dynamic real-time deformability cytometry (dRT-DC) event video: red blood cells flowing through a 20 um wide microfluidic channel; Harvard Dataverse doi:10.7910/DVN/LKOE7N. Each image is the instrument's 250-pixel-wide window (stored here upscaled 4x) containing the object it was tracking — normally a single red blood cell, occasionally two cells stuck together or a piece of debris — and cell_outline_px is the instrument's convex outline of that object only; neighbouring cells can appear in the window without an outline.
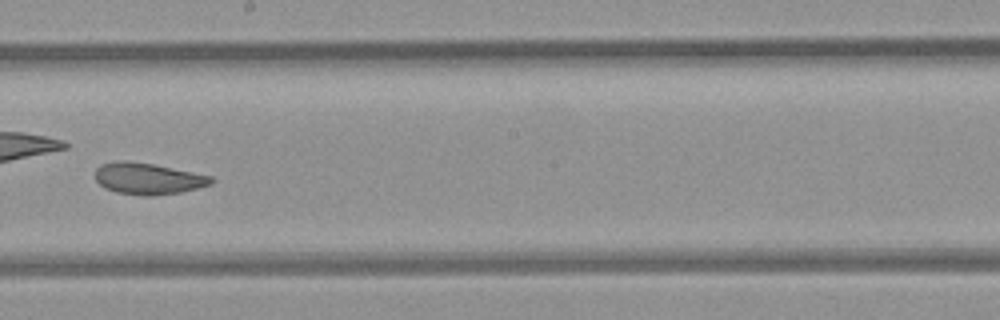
{"species": "common noctule bat (a hibernating species)", "species_latin": "Nyctalus noctula", "temperature_condition": "room temperature", "stored_images_in_passage": 43, "camera_frame_rate_fps": 3000, "um_per_image_px": 0.085, "animal": {"sex": "female", "body_mass_g": 21.9}, "frame": {"image": 1, "passage_image": 19, "time_ms": 6.0, "image_size_px": [1000, 320], "cell_outline_px": [[216, 180], [212, 184], [180, 192], [152, 196], [144, 196], [116, 192], [104, 188], [96, 180], [96, 168], [100, 164], [152, 164], [212, 176]], "centroid_in_image_um": [12.65, 15.24], "position_along_channel_um": 235.5, "area_um2": 20.4}}
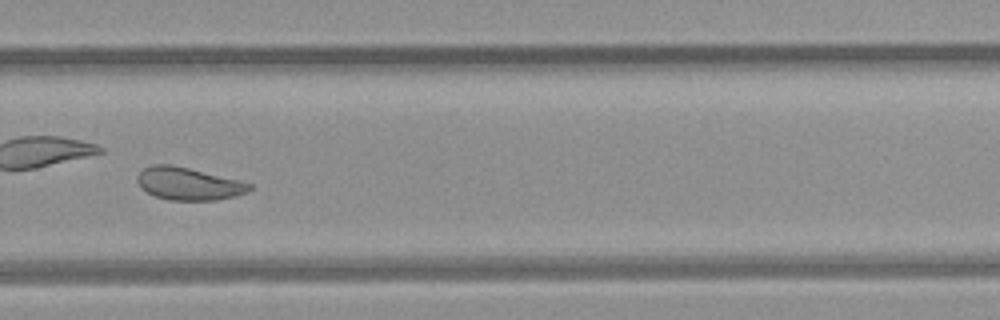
{"frame": {"image": 2, "passage_image": 25, "time_ms": 8.0, "image_size_px": [1000, 320], "cell_outline_px": [[252, 188], [248, 192], [236, 196], [216, 200], [168, 200], [156, 196], [140, 188], [136, 180], [136, 176], [144, 168], [152, 164], [172, 164], [240, 180], [252, 184]], "centroid_in_image_um": [16.02, 15.61], "position_along_channel_um": 313.8, "area_um2": 21.44}, "authors_computed_cell_mechanics": {"area_um2": 22.3686, "velocity_mm_per_s": 3.9339, "shape_relaxation_time_tau1_ms": null, "shape_relaxation_time_tau2_ms": 1.7355, "deformation_change_tau1": null, "deformation_change_tau2": 0.0726}}